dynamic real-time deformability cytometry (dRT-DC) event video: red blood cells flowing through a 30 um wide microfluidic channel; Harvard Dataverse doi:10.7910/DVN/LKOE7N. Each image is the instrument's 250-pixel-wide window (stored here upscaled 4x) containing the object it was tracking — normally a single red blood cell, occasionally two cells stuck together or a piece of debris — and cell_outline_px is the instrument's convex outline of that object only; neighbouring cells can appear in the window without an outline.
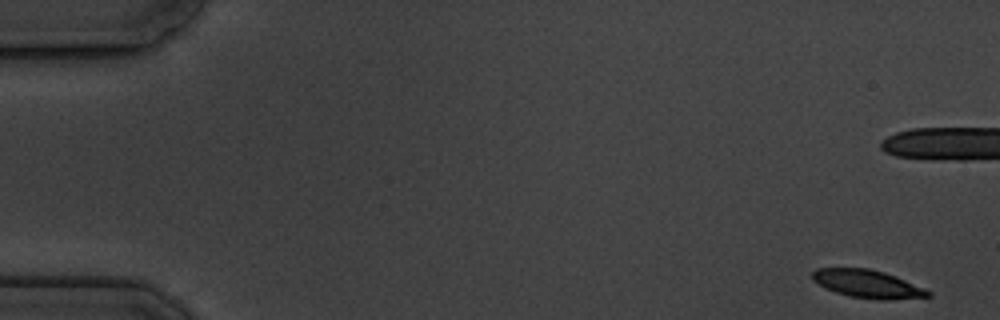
{"species": "common noctule bat (a hibernating species)", "species_latin": "Nyctalus noctula", "temperature_condition": "cold", "stored_images_in_passage": 7, "camera_frame_rate_fps": 3000, "um_per_image_px": 0.085, "animal": {"sex": "male", "body_mass_g": 19.5, "forearm_length_mm": 54.6}, "frame": {"image": 1, "passage_image": 1, "time_ms": 0.0, "image_size_px": [1000, 320], "cell_outline_px": [[932, 296], [884, 300], [880, 300], [848, 296], [836, 292], [812, 280], [812, 272], [816, 268], [868, 268], [884, 272], [896, 276], [924, 288], [932, 292]], "centroid_in_image_um": [73.76, 24.13], "position_along_channel_um": 11.2, "area_um2": 18.73}}